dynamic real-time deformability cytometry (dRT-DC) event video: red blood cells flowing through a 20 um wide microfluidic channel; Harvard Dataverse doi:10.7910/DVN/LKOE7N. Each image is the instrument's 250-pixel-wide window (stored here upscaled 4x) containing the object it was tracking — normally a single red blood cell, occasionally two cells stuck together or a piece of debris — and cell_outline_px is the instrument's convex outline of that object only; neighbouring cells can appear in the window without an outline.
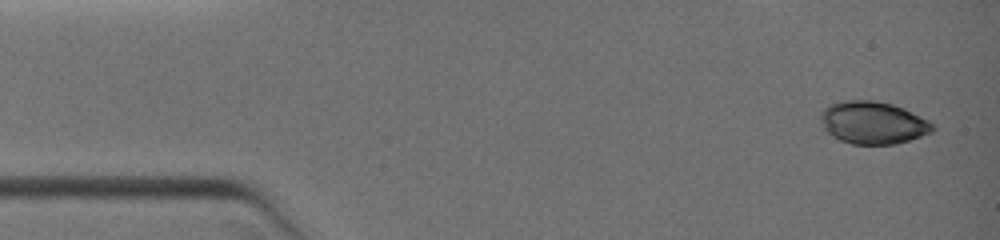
{"species": "common noctule bat (a hibernating species)", "species_latin": "Nyctalus noctula", "temperature_condition": "warm", "stored_images_in_passage": 5, "camera_frame_rate_fps": 3000, "um_per_image_px": 0.085, "animal": {"sex": "female", "body_mass_g": 19.0, "forearm_length_mm": 51.5}, "frame": {"image": 1, "passage_image": 1, "time_ms": 0.0, "image_size_px": [1000, 240], "cell_outline_px": [[936, 128], [932, 132], [896, 144], [852, 144], [840, 140], [832, 136], [820, 124], [820, 112], [828, 104], [844, 100], [872, 100], [892, 104], [904, 108], [928, 120]], "centroid_in_image_um": [74.17, 10.42], "position_along_channel_um": 10.8, "area_um2": 27.86}}
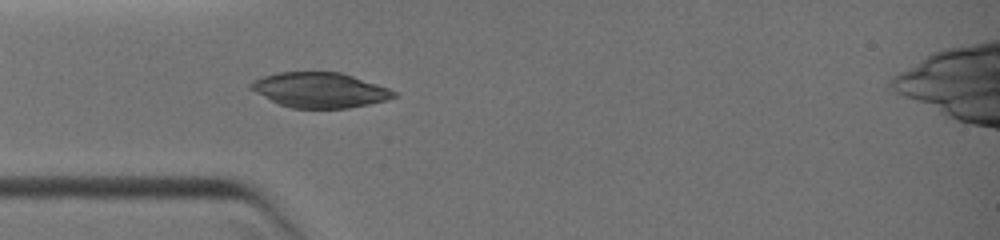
{"frame": {"image": 2, "passage_image": 5, "time_ms": 3.333, "image_size_px": [1000, 240], "cell_outline_px": [[396, 96], [388, 100], [348, 108], [292, 108], [280, 104], [248, 88], [248, 84], [252, 80], [264, 76], [280, 72], [340, 72], [388, 88], [396, 92]], "centroid_in_image_um": [27.17, 7.65], "position_along_channel_um": 57.8, "area_um2": 28.96}}